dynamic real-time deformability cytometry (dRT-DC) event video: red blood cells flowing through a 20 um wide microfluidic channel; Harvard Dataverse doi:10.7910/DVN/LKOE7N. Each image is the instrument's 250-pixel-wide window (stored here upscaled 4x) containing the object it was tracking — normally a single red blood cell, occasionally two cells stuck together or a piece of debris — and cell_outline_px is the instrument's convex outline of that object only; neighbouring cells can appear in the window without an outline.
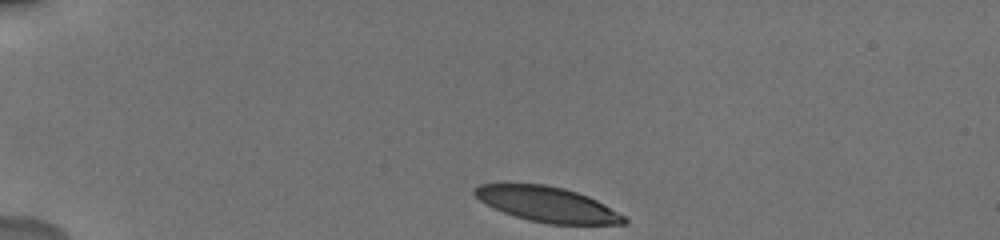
{"species": "human", "species_latin": "Homo sapiens", "temperature_condition": "cold", "stored_images_in_passage": 42, "camera_frame_rate_fps": 3000, "um_per_image_px": 0.085, "donor": {"sex": "male"}, "frame": {"image": 1, "passage_image": 1, "time_ms": 0.0, "image_size_px": [1000, 240], "cell_outline_px": [[628, 224], [548, 224], [528, 220], [504, 212], [480, 200], [472, 192], [472, 188], [480, 184], [544, 184], [564, 188], [588, 196], [604, 204], [624, 216], [628, 220]], "centroid_in_image_um": [46.53, 17.37], "position_along_channel_um": 38.5, "area_um2": 30.29}}
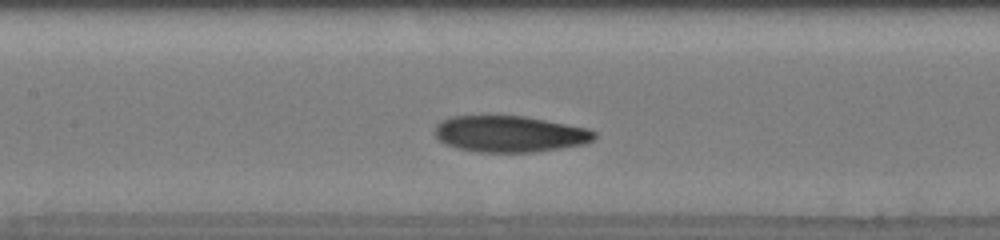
{"frame": {"image": 2, "passage_image": 14, "time_ms": 5.0, "image_size_px": [1000, 240], "cell_outline_px": [[596, 136], [592, 140], [584, 144], [560, 148], [532, 152], [476, 152], [456, 148], [444, 144], [436, 136], [436, 124], [452, 116], [524, 116], [588, 128], [596, 132]], "centroid_in_image_um": [43.33, 11.39], "position_along_channel_um": 164.1, "area_um2": 33.64}}
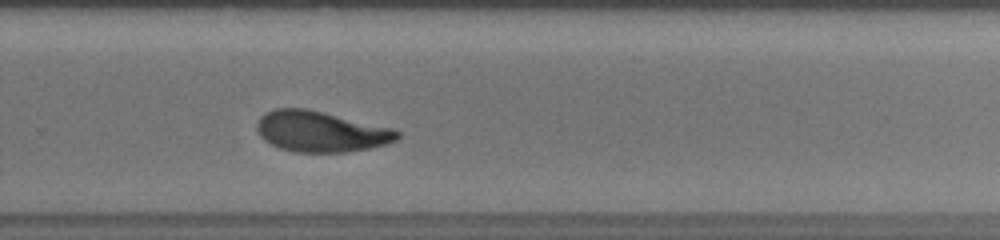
{"frame": {"image": 3, "passage_image": 27, "time_ms": 8.667, "image_size_px": [1000, 240], "cell_outline_px": [[400, 136], [396, 140], [388, 144], [348, 152], [296, 152], [280, 148], [264, 140], [260, 136], [256, 128], [256, 124], [260, 116], [264, 112], [276, 108], [304, 108], [324, 112], [392, 128], [400, 132]], "centroid_in_image_um": [27.25, 11.18], "position_along_channel_um": 302.6, "area_um2": 33.35}, "authors_computed_cell_mechanics": {"area_um2": 33.6974, "velocity_mm_per_s": 3.7965, "shape_relaxation_time_tau1_ms": 3.7212, "shape_relaxation_time_tau2_ms": 1.6909, "deformation_change_tau1": 0.1466, "deformation_change_tau2": 0.0809}}